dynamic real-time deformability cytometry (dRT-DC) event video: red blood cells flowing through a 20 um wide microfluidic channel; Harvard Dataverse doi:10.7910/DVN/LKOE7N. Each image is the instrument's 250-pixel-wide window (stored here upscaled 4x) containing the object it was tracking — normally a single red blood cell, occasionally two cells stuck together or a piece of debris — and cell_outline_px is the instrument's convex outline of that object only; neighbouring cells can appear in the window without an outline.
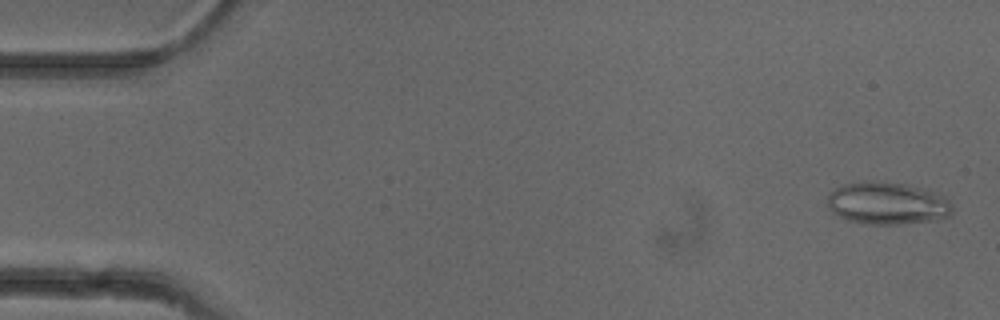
{"species": "common noctule bat (a hibernating species)", "species_latin": "Nyctalus noctula", "temperature_condition": "cold", "stored_images_in_passage": 52, "camera_frame_rate_fps": 3000, "um_per_image_px": 0.085, "animal": {"sex": "female"}, "frame": {"image": 1, "passage_image": 2, "time_ms": 0.333, "image_size_px": [1000, 320], "cell_outline_px": [[952, 212], [948, 216], [940, 220], [900, 224], [864, 224], [848, 220], [832, 212], [828, 208], [828, 192], [844, 184], [904, 184], [932, 192], [944, 196], [952, 204]], "centroid_in_image_um": [75.44, 17.34], "position_along_channel_um": 9.6, "area_um2": 30.0}}
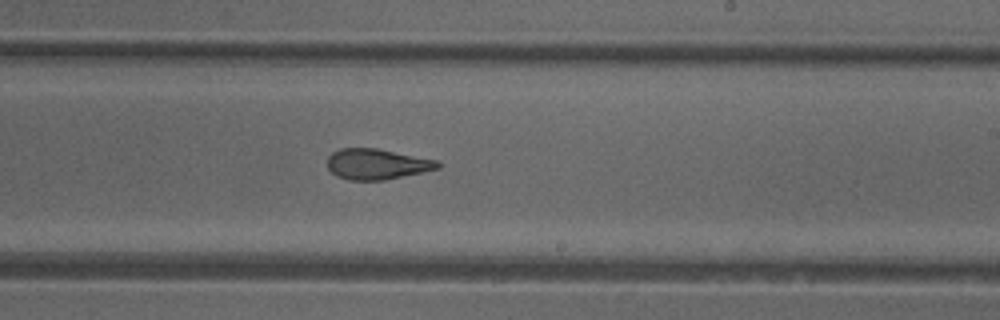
{"frame": {"image": 2, "passage_image": 31, "time_ms": 10.0, "image_size_px": [1000, 320], "cell_outline_px": [[440, 168], [384, 180], [348, 180], [336, 176], [328, 168], [328, 156], [332, 152], [340, 148], [376, 148], [436, 160], [440, 164]], "centroid_in_image_um": [31.99, 13.95], "position_along_channel_um": 257.0, "area_um2": 19.54}}
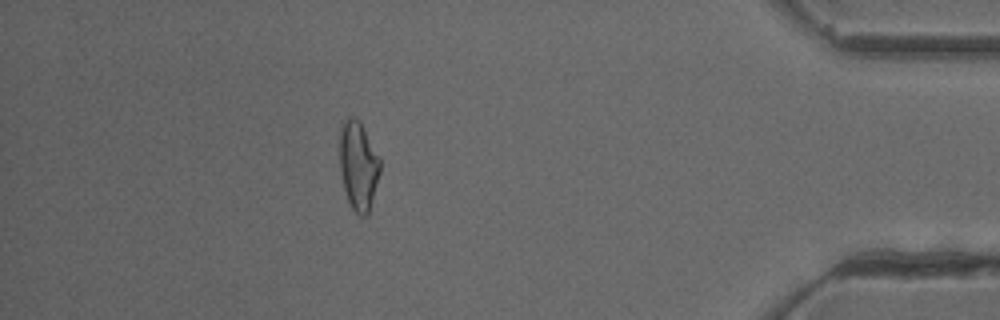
{"frame": {"image": 3, "passage_image": 46, "time_ms": 15.0, "image_size_px": [1000, 320], "cell_outline_px": [[380, 172], [368, 216], [360, 216], [352, 208], [348, 200], [344, 188], [340, 168], [340, 128], [344, 120], [348, 116], [356, 116], [360, 120], [380, 160]], "centroid_in_image_um": [30.45, 14.06], "position_along_channel_um": 404.7, "area_um2": 20.87}, "authors_computed_cell_mechanics": {"area_um2": 21.5016, "velocity_mm_per_s": 3.952, "shape_relaxation_time_tau1_ms": 6.2623, "shape_relaxation_time_tau2_ms": 1.9113, "deformation_change_tau1": 0.1646, "deformation_change_tau2": 0.0928}}